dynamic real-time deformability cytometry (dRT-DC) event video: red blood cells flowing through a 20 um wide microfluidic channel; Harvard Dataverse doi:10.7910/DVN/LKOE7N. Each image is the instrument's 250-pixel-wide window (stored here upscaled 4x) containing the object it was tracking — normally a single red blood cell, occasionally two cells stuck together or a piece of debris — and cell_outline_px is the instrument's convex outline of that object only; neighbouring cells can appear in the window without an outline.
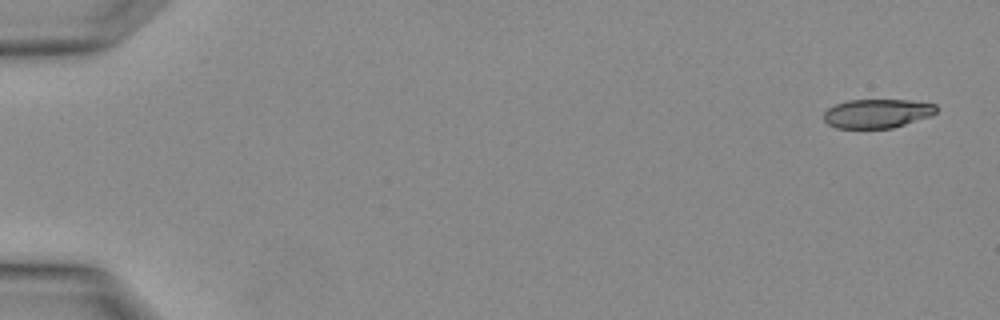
{"species": "Egyptian fruit bat (a non-hibernating species)", "species_latin": "Rousettus aegyptiacus", "temperature_condition": "warm", "stored_images_in_passage": 4, "camera_frame_rate_fps": 3000, "um_per_image_px": 0.085, "animal": {"sex": "female"}, "frame": {"image": 1, "passage_image": 1, "time_ms": 0.0, "image_size_px": [1000, 320], "cell_outline_px": [[936, 112], [932, 116], [892, 128], [836, 128], [828, 124], [824, 120], [824, 112], [828, 108], [836, 104], [848, 100], [908, 100], [936, 104]], "centroid_in_image_um": [74.56, 9.65], "position_along_channel_um": 10.4, "area_um2": 19.02}}
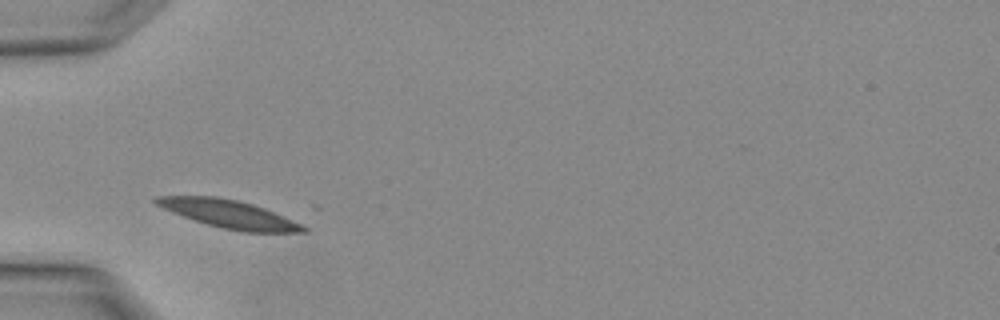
{"frame": {"image": 2, "passage_image": 4, "time_ms": 1.0, "image_size_px": [1000, 320], "cell_outline_px": [[308, 232], [244, 232], [224, 228], [192, 220], [172, 212], [156, 204], [152, 200], [156, 196], [216, 196], [236, 200], [252, 204], [264, 208], [300, 224], [308, 228]], "centroid_in_image_um": [19.43, 18.19], "position_along_channel_um": 65.6, "area_um2": 23.64}}